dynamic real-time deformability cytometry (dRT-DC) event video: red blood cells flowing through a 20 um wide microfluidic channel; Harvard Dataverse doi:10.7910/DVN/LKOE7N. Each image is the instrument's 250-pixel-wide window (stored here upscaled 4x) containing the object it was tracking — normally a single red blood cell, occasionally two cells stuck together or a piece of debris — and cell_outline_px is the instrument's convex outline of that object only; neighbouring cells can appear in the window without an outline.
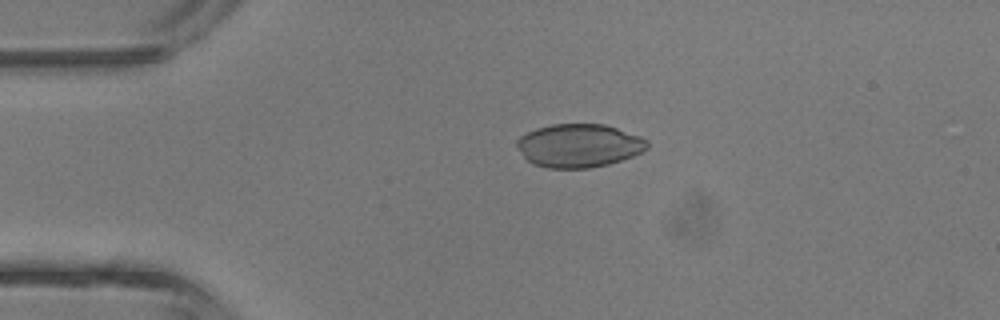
{"species": "common noctule bat (a hibernating species)", "species_latin": "Nyctalus noctula", "temperature_condition": "room temperature", "stored_images_in_passage": 2, "camera_frame_rate_fps": 3000, "um_per_image_px": 0.085, "animal": {"sex": "male", "body_mass_g": 13.3}, "frame": {"image": 1, "passage_image": 1, "time_ms": 0.0, "image_size_px": [1000, 320], "cell_outline_px": [[648, 148], [632, 156], [608, 164], [588, 168], [548, 168], [532, 164], [524, 156], [516, 144], [516, 140], [520, 136], [536, 128], [552, 124], [604, 124], [640, 136], [648, 140]], "centroid_in_image_um": [49.2, 12.37], "position_along_channel_um": 35.8, "area_um2": 32.77}}